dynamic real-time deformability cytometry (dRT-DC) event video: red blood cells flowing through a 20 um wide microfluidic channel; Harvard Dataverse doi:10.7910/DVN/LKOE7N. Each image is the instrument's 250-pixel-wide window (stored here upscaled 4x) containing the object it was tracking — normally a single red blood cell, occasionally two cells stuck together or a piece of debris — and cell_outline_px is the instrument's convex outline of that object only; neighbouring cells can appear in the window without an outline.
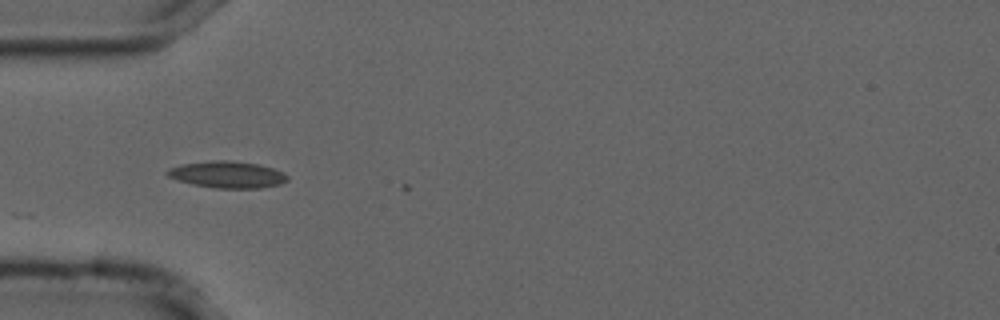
{"species": "common noctule bat (a hibernating species)", "species_latin": "Nyctalus noctula", "temperature_condition": "cold", "stored_images_in_passage": 4, "camera_frame_rate_fps": 3000, "um_per_image_px": 0.085, "animal": {"sex": "male", "forearm_length_mm": 52.5}, "frame": {"image": 1, "passage_image": 1, "time_ms": 0.0, "image_size_px": [1000, 320], "cell_outline_px": [[288, 180], [280, 184], [260, 188], [216, 188], [192, 184], [176, 180], [168, 176], [164, 172], [168, 168], [180, 164], [212, 160], [228, 160], [260, 164], [284, 172], [288, 176]], "centroid_in_image_um": [19.3, 14.83], "position_along_channel_um": 65.7, "area_um2": 18.9}}
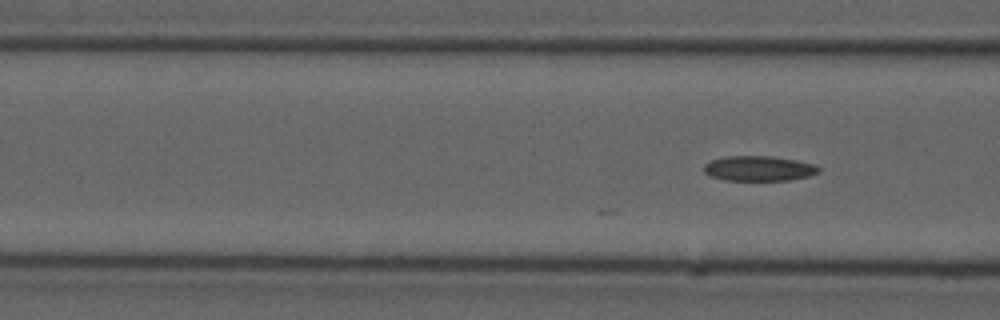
{"frame": {"image": 2, "passage_image": 4, "time_ms": 1.0, "image_size_px": [1000, 320], "cell_outline_px": [[820, 172], [808, 176], [792, 180], [724, 180], [712, 176], [704, 172], [704, 164], [712, 160], [728, 156], [772, 156], [796, 160], [816, 164], [820, 168]], "centroid_in_image_um": [64.54, 14.32], "position_along_channel_um": 102.1, "area_um2": 16.76}}